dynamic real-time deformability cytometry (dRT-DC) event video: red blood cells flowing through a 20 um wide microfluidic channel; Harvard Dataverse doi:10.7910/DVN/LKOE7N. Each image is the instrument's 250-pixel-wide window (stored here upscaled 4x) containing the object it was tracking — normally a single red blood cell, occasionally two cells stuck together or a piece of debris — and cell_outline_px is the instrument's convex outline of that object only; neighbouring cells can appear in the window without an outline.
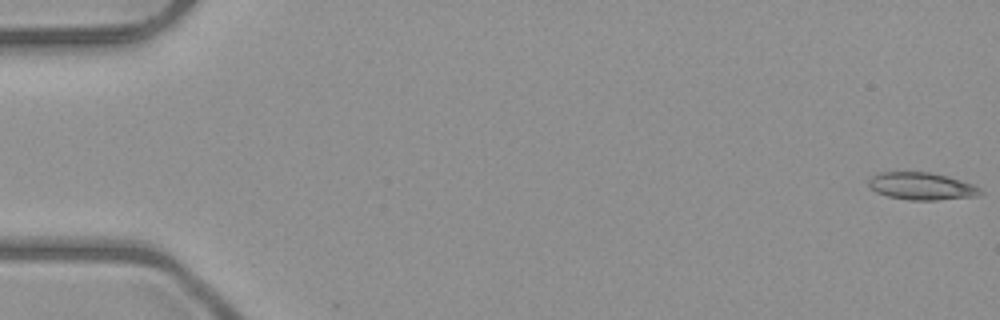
{"species": "common noctule bat (a hibernating species)", "species_latin": "Nyctalus noctula", "temperature_condition": "room temperature", "stored_images_in_passage": 6, "camera_frame_rate_fps": 3000, "um_per_image_px": 0.085, "animal": {"sex": "male", "body_mass_g": 23.1, "forearm_length_mm": 52.7}, "frame": {"image": 1, "passage_image": 1, "time_ms": 0.0, "image_size_px": [1000, 320], "cell_outline_px": [[984, 192], [976, 196], [936, 200], [908, 200], [888, 196], [876, 192], [868, 184], [868, 180], [872, 176], [880, 172], [928, 172], [948, 176], [972, 184], [980, 188]], "centroid_in_image_um": [78.33, 15.82], "position_along_channel_um": 6.7, "area_um2": 17.74}}
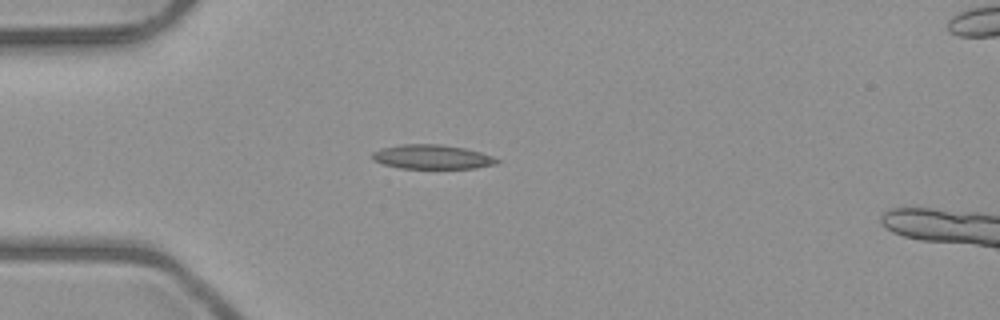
{"frame": {"image": 2, "passage_image": 5, "time_ms": 4.667, "image_size_px": [1000, 320], "cell_outline_px": [[500, 160], [496, 164], [476, 168], [400, 168], [384, 164], [372, 160], [372, 152], [380, 148], [400, 144], [440, 144], [464, 148], [480, 152], [492, 156]], "centroid_in_image_um": [36.7, 13.33], "position_along_channel_um": 48.3, "area_um2": 17.63}}